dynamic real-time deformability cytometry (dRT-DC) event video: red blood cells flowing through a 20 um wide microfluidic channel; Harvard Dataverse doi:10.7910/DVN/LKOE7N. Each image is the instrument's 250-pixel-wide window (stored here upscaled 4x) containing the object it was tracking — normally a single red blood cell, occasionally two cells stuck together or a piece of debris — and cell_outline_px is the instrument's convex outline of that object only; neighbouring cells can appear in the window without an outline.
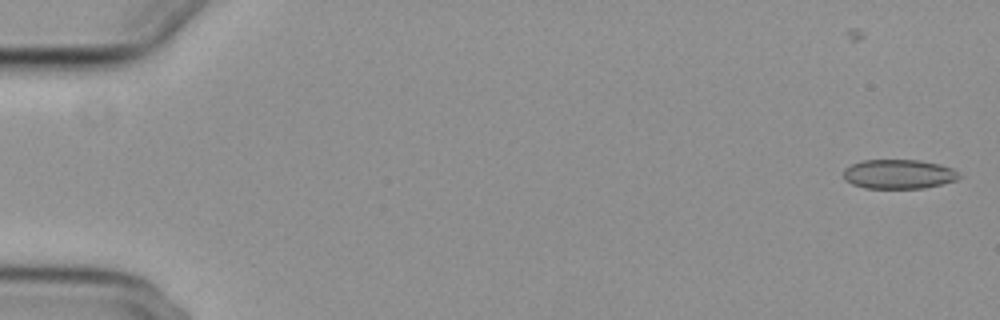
{"species": "common noctule bat (a hibernating species)", "species_latin": "Nyctalus noctula", "temperature_condition": "cold", "stored_images_in_passage": 55, "camera_frame_rate_fps": 3000, "um_per_image_px": 0.085, "animal": {"sex": "female", "body_mass_g": 29.2, "forearm_length_mm": 56.3}, "frame": {"image": 1, "passage_image": 1, "time_ms": 0.0, "image_size_px": [1000, 320], "cell_outline_px": [[960, 180], [924, 188], [864, 188], [852, 184], [844, 180], [844, 168], [852, 164], [864, 160], [920, 160], [940, 164], [952, 168], [960, 172]], "centroid_in_image_um": [76.42, 14.8], "position_along_channel_um": 8.6, "area_um2": 20.0}}
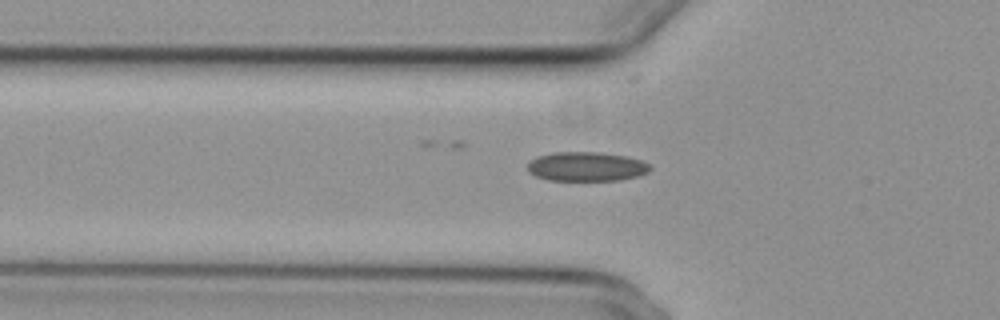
{"frame": {"image": 2, "passage_image": 19, "time_ms": 6.0, "image_size_px": [1000, 320], "cell_outline_px": [[652, 168], [648, 172], [636, 176], [620, 180], [548, 180], [536, 176], [528, 172], [528, 164], [536, 156], [552, 152], [600, 152], [624, 156], [640, 160], [648, 164]], "centroid_in_image_um": [49.82, 14.15], "position_along_channel_um": 76.0, "area_um2": 20.81}}
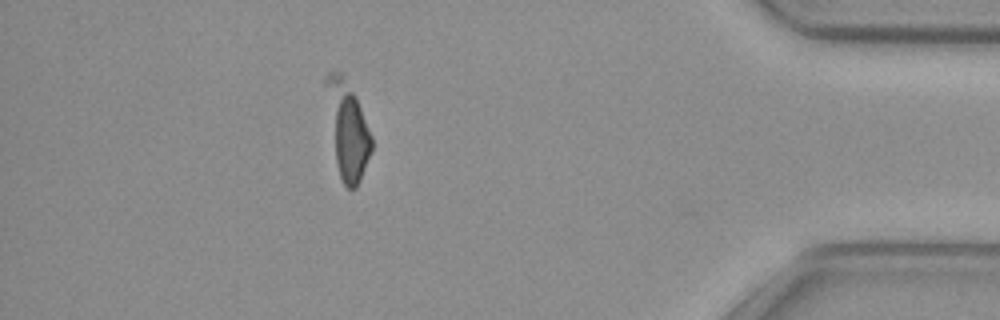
{"frame": {"image": 3, "passage_image": 49, "time_ms": 16.0, "image_size_px": [1000, 320], "cell_outline_px": [[372, 152], [360, 180], [356, 188], [348, 188], [344, 184], [340, 176], [336, 164], [324, 84], [324, 76], [328, 72], [344, 72], [356, 96], [372, 136]], "centroid_in_image_um": [29.53, 10.97], "position_along_channel_um": 405.7, "area_um2": 25.66}, "authors_computed_cell_mechanics": {"area_um2": 20.7502, "velocity_mm_per_s": 3.7397, "shape_relaxation_time_tau1_ms": null, "shape_relaxation_time_tau2_ms": 7.0056, "deformation_change_tau1": null, "deformation_change_tau2": 0.1366}}